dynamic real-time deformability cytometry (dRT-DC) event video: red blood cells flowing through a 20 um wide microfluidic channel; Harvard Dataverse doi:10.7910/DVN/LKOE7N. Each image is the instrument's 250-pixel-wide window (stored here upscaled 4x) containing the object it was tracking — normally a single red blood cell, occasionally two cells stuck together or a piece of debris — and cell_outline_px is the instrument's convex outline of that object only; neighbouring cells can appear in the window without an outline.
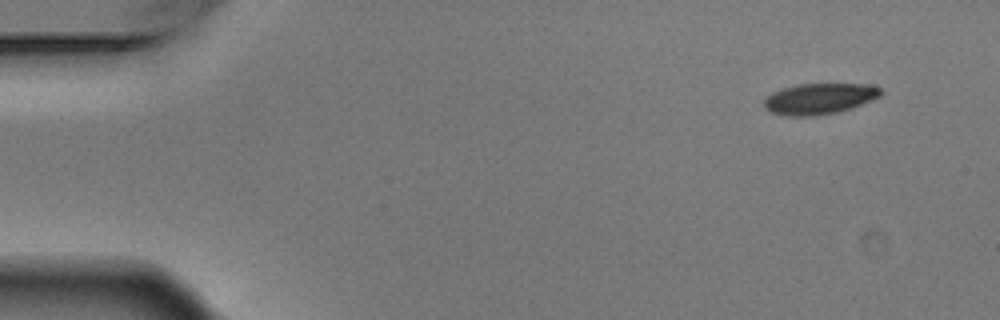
{"species": "Egyptian fruit bat (a non-hibernating species)", "species_latin": "Rousettus aegyptiacus", "temperature_condition": "warm", "stored_images_in_passage": 7, "camera_frame_rate_fps": 3000, "um_per_image_px": 0.085, "animal": {"sex": "male"}, "frame": {"image": 1, "passage_image": 1, "time_ms": 0.0, "image_size_px": [1000, 320], "cell_outline_px": [[884, 92], [880, 96], [860, 104], [836, 112], [812, 116], [788, 116], [772, 112], [764, 108], [764, 100], [772, 92], [796, 84], [864, 84], [880, 88]], "centroid_in_image_um": [69.61, 8.38], "position_along_channel_um": 15.4, "area_um2": 20.69}}
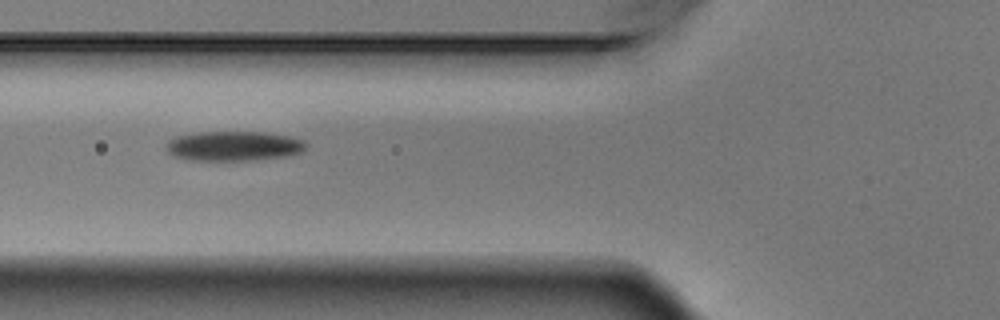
{"frame": {"image": 2, "passage_image": 6, "time_ms": 1.667, "image_size_px": [1000, 320], "cell_outline_px": [[308, 144], [300, 152], [288, 156], [256, 160], [192, 160], [172, 156], [164, 148], [168, 140], [176, 136], [200, 132], [264, 132], [288, 136], [304, 140]], "centroid_in_image_um": [19.84, 12.41], "position_along_channel_um": 106.0, "area_um2": 24.33}}
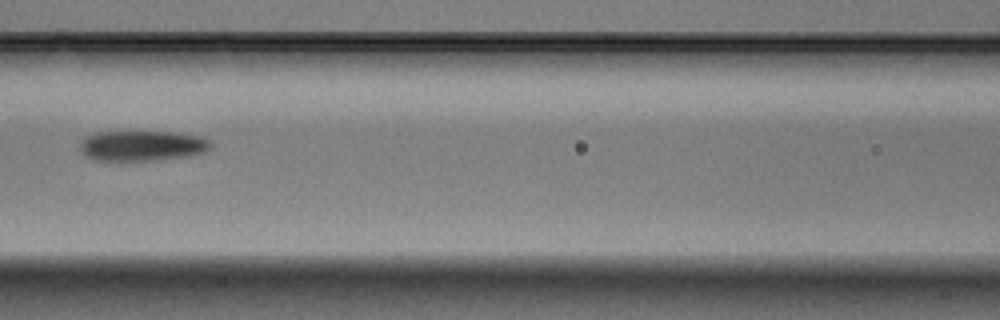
{"frame": {"image": 3, "passage_image": 7, "time_ms": 2.0, "image_size_px": [1000, 320], "cell_outline_px": [[212, 148], [204, 152], [188, 156], [152, 160], [92, 160], [84, 156], [80, 152], [80, 140], [84, 136], [96, 132], [176, 132], [200, 136], [208, 140], [212, 144]], "centroid_in_image_um": [12.04, 12.38], "position_along_channel_um": 154.6, "area_um2": 23.29}}